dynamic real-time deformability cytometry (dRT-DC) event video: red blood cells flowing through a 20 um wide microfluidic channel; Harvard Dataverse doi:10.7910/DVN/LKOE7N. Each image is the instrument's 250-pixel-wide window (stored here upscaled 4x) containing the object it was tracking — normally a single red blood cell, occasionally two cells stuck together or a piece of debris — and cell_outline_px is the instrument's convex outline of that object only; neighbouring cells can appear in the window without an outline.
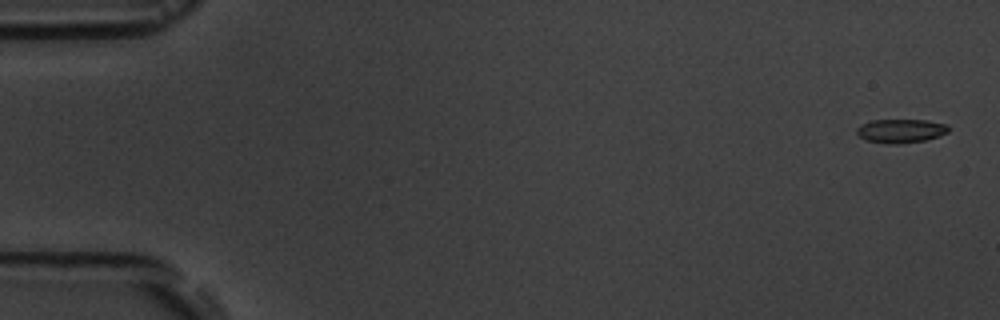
{"species": "common noctule bat (a hibernating species)", "species_latin": "Nyctalus noctula", "temperature_condition": "room temperature", "stored_images_in_passage": 7, "camera_frame_rate_fps": 3000, "um_per_image_px": 0.085, "animal": {"sex": "male", "body_mass_g": 19.5, "forearm_length_mm": 54.6}, "frame": {"image": 1, "passage_image": 1, "time_ms": 0.0, "image_size_px": [1000, 320], "cell_outline_px": [[948, 132], [940, 136], [924, 140], [896, 144], [868, 140], [860, 136], [856, 132], [856, 128], [872, 120], [928, 120], [948, 124]], "centroid_in_image_um": [76.62, 11.11], "position_along_channel_um": 8.4, "area_um2": 12.48}}
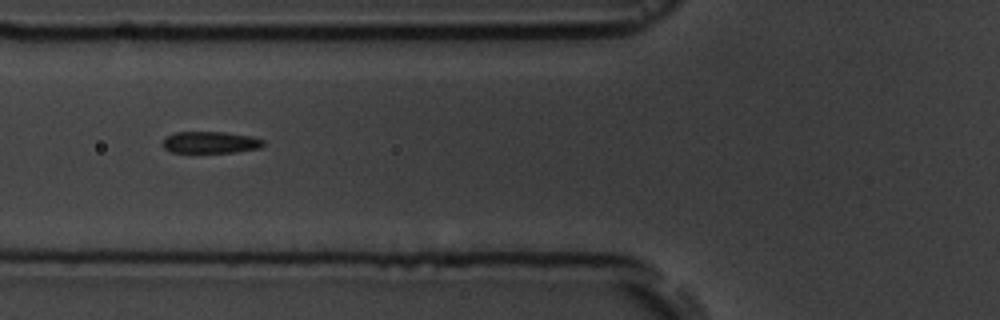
{"frame": {"image": 2, "passage_image": 6, "time_ms": 6.667, "image_size_px": [1000, 320], "cell_outline_px": [[264, 144], [260, 148], [236, 152], [172, 152], [164, 148], [160, 144], [168, 136], [176, 132], [224, 132], [252, 136], [264, 140]], "centroid_in_image_um": [17.9, 12.1], "position_along_channel_um": 107.9, "area_um2": 12.72}}
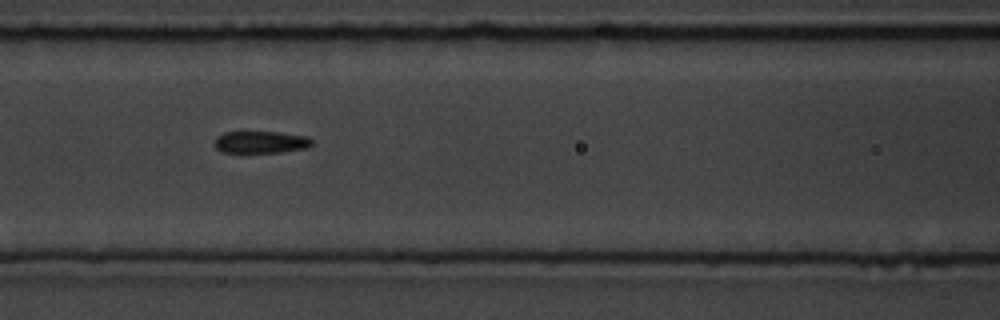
{"frame": {"image": 3, "passage_image": 7, "time_ms": 7.667, "image_size_px": [1000, 320], "cell_outline_px": [[312, 144], [308, 148], [280, 152], [224, 152], [216, 148], [212, 144], [216, 136], [224, 132], [280, 132], [308, 136], [312, 140]], "centroid_in_image_um": [22.16, 12.07], "position_along_channel_um": 144.4, "area_um2": 12.66}}